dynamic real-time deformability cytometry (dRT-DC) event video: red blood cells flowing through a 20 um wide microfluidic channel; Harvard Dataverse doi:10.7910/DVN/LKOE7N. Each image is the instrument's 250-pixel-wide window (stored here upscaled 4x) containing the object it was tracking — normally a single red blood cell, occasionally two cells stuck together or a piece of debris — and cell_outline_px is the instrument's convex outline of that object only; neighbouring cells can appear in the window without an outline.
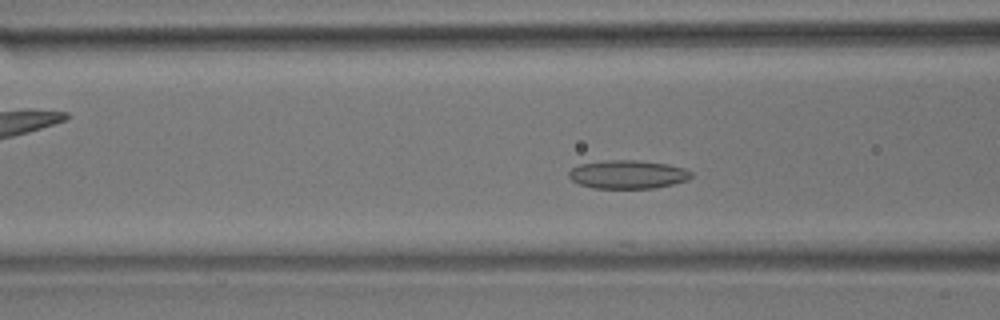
{"species": "common noctule bat (a hibernating species)", "species_latin": "Nyctalus noctula", "temperature_condition": "room temperature", "stored_images_in_passage": 41, "camera_frame_rate_fps": 3000, "um_per_image_px": 0.085, "animal": {"sex": "male", "body_mass_g": 17.9}, "frame": {"image": 1, "passage_image": 7, "time_ms": 2.0, "image_size_px": [1000, 320], "cell_outline_px": [[692, 176], [688, 180], [672, 184], [652, 188], [592, 188], [580, 184], [572, 180], [568, 176], [568, 172], [572, 168], [580, 164], [608, 160], [636, 160], [668, 164], [684, 168], [692, 172]], "centroid_in_image_um": [53.36, 14.82], "position_along_channel_um": 113.2, "area_um2": 20.23}}
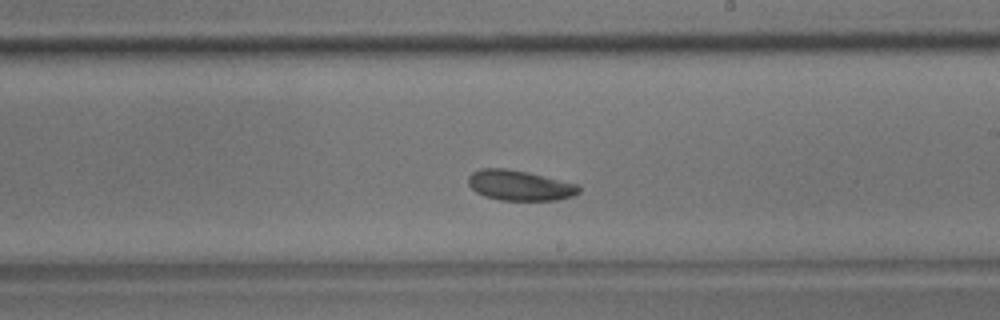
{"frame": {"image": 2, "passage_image": 18, "time_ms": 5.667, "image_size_px": [1000, 320], "cell_outline_px": [[580, 192], [572, 196], [556, 200], [500, 200], [484, 196], [476, 192], [468, 184], [468, 176], [472, 172], [480, 168], [504, 168], [528, 172], [576, 184], [580, 188]], "centroid_in_image_um": [44.13, 15.75], "position_along_channel_um": 244.9, "area_um2": 19.42}}
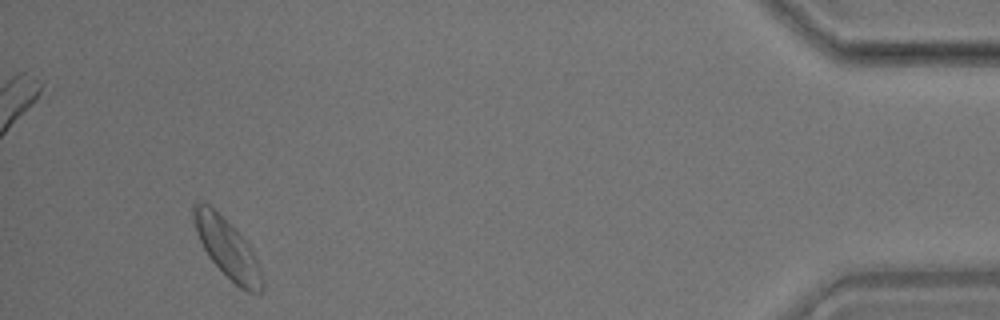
{"frame": {"image": 3, "passage_image": 38, "time_ms": 12.333, "image_size_px": [1000, 320], "cell_outline_px": [[264, 288], [260, 292], [248, 292], [240, 288], [208, 256], [196, 232], [192, 216], [192, 204], [196, 200], [208, 204], [248, 244], [260, 268], [264, 284]], "centroid_in_image_um": [19.29, 21.11], "position_along_channel_um": 415.9, "area_um2": 22.72}, "authors_computed_cell_mechanics": {"area_um2": 19.7676, "velocity_mm_per_s": 3.5898, "shape_relaxation_time_tau1_ms": 2.329, "shape_relaxation_time_tau2_ms": null, "deformation_change_tau1": 0.0561, "deformation_change_tau2": null}}